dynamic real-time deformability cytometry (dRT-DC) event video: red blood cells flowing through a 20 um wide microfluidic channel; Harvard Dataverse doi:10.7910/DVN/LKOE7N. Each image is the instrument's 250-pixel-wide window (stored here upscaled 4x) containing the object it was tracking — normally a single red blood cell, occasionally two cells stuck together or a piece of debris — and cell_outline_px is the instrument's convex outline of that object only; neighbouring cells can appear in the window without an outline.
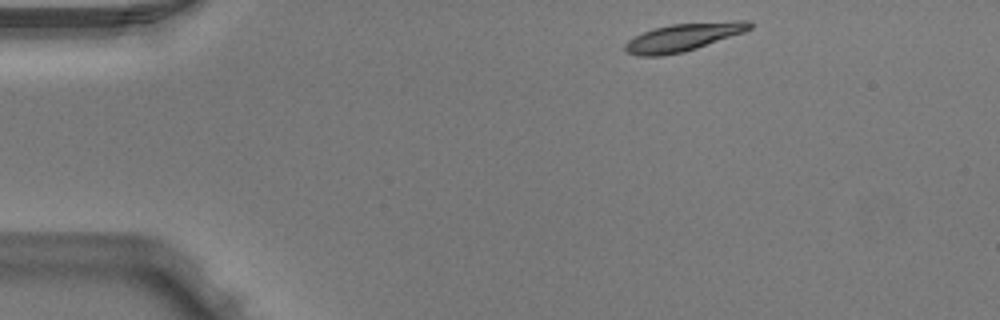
{"species": "Egyptian fruit bat (a non-hibernating species)", "species_latin": "Rousettus aegyptiacus", "temperature_condition": "warm", "stored_images_in_passage": 3, "camera_frame_rate_fps": 3000, "um_per_image_px": 0.085, "animal": {"sex": "male"}, "frame": {"image": 1, "passage_image": 1, "time_ms": 0.0, "image_size_px": [1000, 320], "cell_outline_px": [[752, 28], [744, 32], [684, 52], [660, 56], [636, 56], [628, 52], [624, 48], [624, 44], [628, 40], [644, 32], [656, 28], [672, 24], [736, 20], [748, 20], [752, 24]], "centroid_in_image_um": [58.09, 3.16], "position_along_channel_um": 26.9, "area_um2": 20.06}}